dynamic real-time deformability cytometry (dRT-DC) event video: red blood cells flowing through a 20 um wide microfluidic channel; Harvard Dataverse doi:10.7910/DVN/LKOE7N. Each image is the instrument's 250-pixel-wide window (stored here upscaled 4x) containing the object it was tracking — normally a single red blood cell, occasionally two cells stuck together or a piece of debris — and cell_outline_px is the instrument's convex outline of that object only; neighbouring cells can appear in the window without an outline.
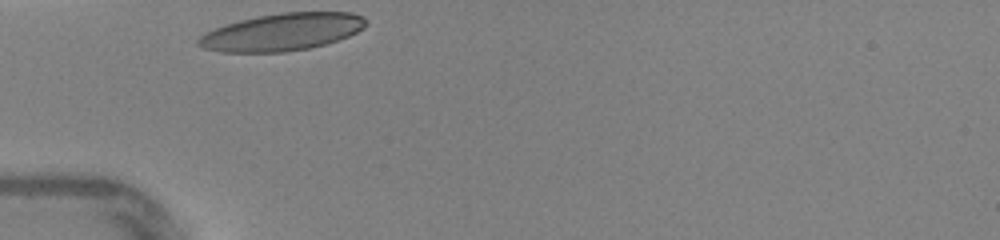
{"species": "human", "species_latin": "Homo sapiens", "temperature_condition": "warm", "stored_images_in_passage": 23, "camera_frame_rate_fps": 3000, "um_per_image_px": 0.085, "donor": {"sex": "female"}, "frame": {"image": 1, "passage_image": 1, "time_ms": 0.0, "image_size_px": [1000, 240], "cell_outline_px": [[364, 28], [348, 36], [324, 44], [308, 48], [284, 52], [220, 52], [204, 48], [196, 44], [196, 40], [200, 36], [216, 28], [240, 20], [280, 12], [352, 12], [364, 16]], "centroid_in_image_um": [23.97, 2.72], "position_along_channel_um": 61.0, "area_um2": 36.07}}
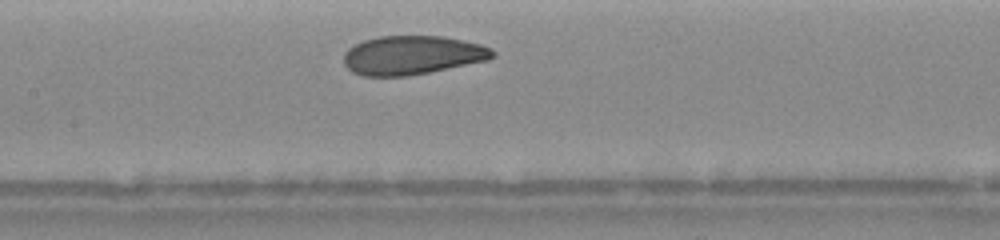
{"frame": {"image": 2, "passage_image": 9, "time_ms": 2.667, "image_size_px": [1000, 240], "cell_outline_px": [[496, 56], [488, 60], [408, 76], [364, 76], [352, 72], [344, 64], [344, 52], [348, 48], [364, 40], [380, 36], [444, 36], [480, 44], [492, 48], [496, 52]], "centroid_in_image_um": [35.05, 4.69], "position_along_channel_um": 172.3, "area_um2": 33.76}}
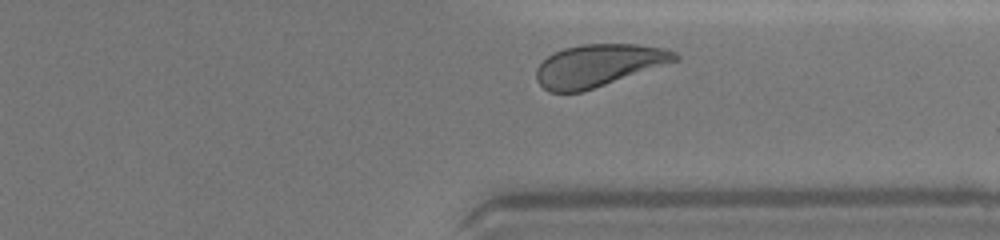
{"frame": {"image": 3, "passage_image": 22, "time_ms": 7.0, "image_size_px": [1000, 240], "cell_outline_px": [[680, 56], [676, 60], [580, 92], [548, 92], [536, 80], [536, 68], [548, 56], [564, 48], [580, 44], [636, 44], [664, 48], [676, 52]], "centroid_in_image_um": [50.81, 5.54], "position_along_channel_um": 360.6, "area_um2": 33.41}, "authors_computed_cell_mechanics": {"area_um2": 34.0442, "velocity_mm_per_s": 4.3496, "shape_relaxation_time_tau1_ms": 3.1362, "shape_relaxation_time_tau2_ms": 1.6737, "deformation_change_tau1": 0.1249, "deformation_change_tau2": 0.0774}}